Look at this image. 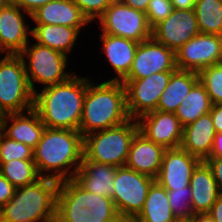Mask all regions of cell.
<instances>
[{
    "instance_id": "6da1fadb",
    "label": "cell",
    "mask_w": 222,
    "mask_h": 222,
    "mask_svg": "<svg viewBox=\"0 0 222 222\" xmlns=\"http://www.w3.org/2000/svg\"><path fill=\"white\" fill-rule=\"evenodd\" d=\"M88 77L73 75L66 81L34 93V110L45 127L79 131Z\"/></svg>"
},
{
    "instance_id": "7a4b0ae2",
    "label": "cell",
    "mask_w": 222,
    "mask_h": 222,
    "mask_svg": "<svg viewBox=\"0 0 222 222\" xmlns=\"http://www.w3.org/2000/svg\"><path fill=\"white\" fill-rule=\"evenodd\" d=\"M82 160L83 136L76 130L45 127L33 150V161L40 176L60 182L72 179ZM72 166L74 171L70 172Z\"/></svg>"
},
{
    "instance_id": "3957f363",
    "label": "cell",
    "mask_w": 222,
    "mask_h": 222,
    "mask_svg": "<svg viewBox=\"0 0 222 222\" xmlns=\"http://www.w3.org/2000/svg\"><path fill=\"white\" fill-rule=\"evenodd\" d=\"M126 91L121 81H105L99 85L87 79L79 132L90 133L119 126L129 121Z\"/></svg>"
},
{
    "instance_id": "277c9868",
    "label": "cell",
    "mask_w": 222,
    "mask_h": 222,
    "mask_svg": "<svg viewBox=\"0 0 222 222\" xmlns=\"http://www.w3.org/2000/svg\"><path fill=\"white\" fill-rule=\"evenodd\" d=\"M60 181L41 177L15 189L14 196L0 208V222H55Z\"/></svg>"
},
{
    "instance_id": "5b68a950",
    "label": "cell",
    "mask_w": 222,
    "mask_h": 222,
    "mask_svg": "<svg viewBox=\"0 0 222 222\" xmlns=\"http://www.w3.org/2000/svg\"><path fill=\"white\" fill-rule=\"evenodd\" d=\"M118 215L112 198L83 189L73 178L60 182L55 222H108Z\"/></svg>"
},
{
    "instance_id": "8992f818",
    "label": "cell",
    "mask_w": 222,
    "mask_h": 222,
    "mask_svg": "<svg viewBox=\"0 0 222 222\" xmlns=\"http://www.w3.org/2000/svg\"><path fill=\"white\" fill-rule=\"evenodd\" d=\"M138 132V121L130 119L119 126L84 136L83 160L117 168L125 166L132 140Z\"/></svg>"
},
{
    "instance_id": "52a82bcc",
    "label": "cell",
    "mask_w": 222,
    "mask_h": 222,
    "mask_svg": "<svg viewBox=\"0 0 222 222\" xmlns=\"http://www.w3.org/2000/svg\"><path fill=\"white\" fill-rule=\"evenodd\" d=\"M34 108V93L28 83L23 58L6 54L0 58V110L4 115Z\"/></svg>"
},
{
    "instance_id": "ba28073f",
    "label": "cell",
    "mask_w": 222,
    "mask_h": 222,
    "mask_svg": "<svg viewBox=\"0 0 222 222\" xmlns=\"http://www.w3.org/2000/svg\"><path fill=\"white\" fill-rule=\"evenodd\" d=\"M19 55L23 58L28 83L33 93H36V82L43 84L45 88L66 81L75 73L65 72L68 56L37 42L29 47L27 44ZM25 56L29 58L28 65Z\"/></svg>"
},
{
    "instance_id": "9c48e42d",
    "label": "cell",
    "mask_w": 222,
    "mask_h": 222,
    "mask_svg": "<svg viewBox=\"0 0 222 222\" xmlns=\"http://www.w3.org/2000/svg\"><path fill=\"white\" fill-rule=\"evenodd\" d=\"M98 19L102 33L131 39L139 43L152 37V28L146 13L131 8L120 0H113Z\"/></svg>"
},
{
    "instance_id": "30bf717a",
    "label": "cell",
    "mask_w": 222,
    "mask_h": 222,
    "mask_svg": "<svg viewBox=\"0 0 222 222\" xmlns=\"http://www.w3.org/2000/svg\"><path fill=\"white\" fill-rule=\"evenodd\" d=\"M154 178L118 167L114 182V204L119 215L133 220L142 210Z\"/></svg>"
},
{
    "instance_id": "8fae6325",
    "label": "cell",
    "mask_w": 222,
    "mask_h": 222,
    "mask_svg": "<svg viewBox=\"0 0 222 222\" xmlns=\"http://www.w3.org/2000/svg\"><path fill=\"white\" fill-rule=\"evenodd\" d=\"M174 71L154 73L141 79H123L126 91V107L130 119L138 120L141 116L157 110L162 92L168 86Z\"/></svg>"
},
{
    "instance_id": "7c38bea8",
    "label": "cell",
    "mask_w": 222,
    "mask_h": 222,
    "mask_svg": "<svg viewBox=\"0 0 222 222\" xmlns=\"http://www.w3.org/2000/svg\"><path fill=\"white\" fill-rule=\"evenodd\" d=\"M222 63V36L199 33L175 52L179 70L199 73L211 65Z\"/></svg>"
},
{
    "instance_id": "4fadbf2b",
    "label": "cell",
    "mask_w": 222,
    "mask_h": 222,
    "mask_svg": "<svg viewBox=\"0 0 222 222\" xmlns=\"http://www.w3.org/2000/svg\"><path fill=\"white\" fill-rule=\"evenodd\" d=\"M176 69L175 52L151 37L138 44L131 69L124 79H141Z\"/></svg>"
},
{
    "instance_id": "5bb4252c",
    "label": "cell",
    "mask_w": 222,
    "mask_h": 222,
    "mask_svg": "<svg viewBox=\"0 0 222 222\" xmlns=\"http://www.w3.org/2000/svg\"><path fill=\"white\" fill-rule=\"evenodd\" d=\"M199 33L194 9H174L152 29V37L174 52Z\"/></svg>"
},
{
    "instance_id": "9a60e30c",
    "label": "cell",
    "mask_w": 222,
    "mask_h": 222,
    "mask_svg": "<svg viewBox=\"0 0 222 222\" xmlns=\"http://www.w3.org/2000/svg\"><path fill=\"white\" fill-rule=\"evenodd\" d=\"M139 132L165 149L181 145L183 126L175 113L152 111L138 120Z\"/></svg>"
},
{
    "instance_id": "2e32d148",
    "label": "cell",
    "mask_w": 222,
    "mask_h": 222,
    "mask_svg": "<svg viewBox=\"0 0 222 222\" xmlns=\"http://www.w3.org/2000/svg\"><path fill=\"white\" fill-rule=\"evenodd\" d=\"M201 162L183 148L166 149L156 181L166 190L189 186L192 173Z\"/></svg>"
},
{
    "instance_id": "e0dca14e",
    "label": "cell",
    "mask_w": 222,
    "mask_h": 222,
    "mask_svg": "<svg viewBox=\"0 0 222 222\" xmlns=\"http://www.w3.org/2000/svg\"><path fill=\"white\" fill-rule=\"evenodd\" d=\"M21 11L24 12L12 1L0 9V54L19 55L29 43L28 33L30 36L32 30Z\"/></svg>"
},
{
    "instance_id": "ac0fdd59",
    "label": "cell",
    "mask_w": 222,
    "mask_h": 222,
    "mask_svg": "<svg viewBox=\"0 0 222 222\" xmlns=\"http://www.w3.org/2000/svg\"><path fill=\"white\" fill-rule=\"evenodd\" d=\"M165 150L163 146L148 140L138 132L132 140L125 166L156 179Z\"/></svg>"
},
{
    "instance_id": "d6986e66",
    "label": "cell",
    "mask_w": 222,
    "mask_h": 222,
    "mask_svg": "<svg viewBox=\"0 0 222 222\" xmlns=\"http://www.w3.org/2000/svg\"><path fill=\"white\" fill-rule=\"evenodd\" d=\"M117 167L82 160L73 179L85 190L114 201V178Z\"/></svg>"
},
{
    "instance_id": "ffe728a7",
    "label": "cell",
    "mask_w": 222,
    "mask_h": 222,
    "mask_svg": "<svg viewBox=\"0 0 222 222\" xmlns=\"http://www.w3.org/2000/svg\"><path fill=\"white\" fill-rule=\"evenodd\" d=\"M23 114H6L1 124L2 133L9 139L24 143L34 150L41 139L45 125L34 109ZM8 120L12 121L10 127Z\"/></svg>"
},
{
    "instance_id": "44dd1931",
    "label": "cell",
    "mask_w": 222,
    "mask_h": 222,
    "mask_svg": "<svg viewBox=\"0 0 222 222\" xmlns=\"http://www.w3.org/2000/svg\"><path fill=\"white\" fill-rule=\"evenodd\" d=\"M215 134L211 115L207 113L183 127L180 147L201 161H205L212 152Z\"/></svg>"
},
{
    "instance_id": "7402d4cb",
    "label": "cell",
    "mask_w": 222,
    "mask_h": 222,
    "mask_svg": "<svg viewBox=\"0 0 222 222\" xmlns=\"http://www.w3.org/2000/svg\"><path fill=\"white\" fill-rule=\"evenodd\" d=\"M191 207L194 215L207 214L221 195L210 167L201 161L190 179Z\"/></svg>"
},
{
    "instance_id": "603a6c76",
    "label": "cell",
    "mask_w": 222,
    "mask_h": 222,
    "mask_svg": "<svg viewBox=\"0 0 222 222\" xmlns=\"http://www.w3.org/2000/svg\"><path fill=\"white\" fill-rule=\"evenodd\" d=\"M36 24L64 25L79 32L89 23L80 8L72 0H54L38 8L30 16Z\"/></svg>"
},
{
    "instance_id": "cb8c5ba5",
    "label": "cell",
    "mask_w": 222,
    "mask_h": 222,
    "mask_svg": "<svg viewBox=\"0 0 222 222\" xmlns=\"http://www.w3.org/2000/svg\"><path fill=\"white\" fill-rule=\"evenodd\" d=\"M99 36L106 58L117 73L111 81H122L131 69L139 42L105 33Z\"/></svg>"
},
{
    "instance_id": "d4e9b609",
    "label": "cell",
    "mask_w": 222,
    "mask_h": 222,
    "mask_svg": "<svg viewBox=\"0 0 222 222\" xmlns=\"http://www.w3.org/2000/svg\"><path fill=\"white\" fill-rule=\"evenodd\" d=\"M198 81L199 74L197 72L176 69L171 75L168 86L161 94L157 110L175 113Z\"/></svg>"
},
{
    "instance_id": "484cf974",
    "label": "cell",
    "mask_w": 222,
    "mask_h": 222,
    "mask_svg": "<svg viewBox=\"0 0 222 222\" xmlns=\"http://www.w3.org/2000/svg\"><path fill=\"white\" fill-rule=\"evenodd\" d=\"M31 30V36L37 43L66 56L72 51L80 34L76 28L64 25L36 24V27Z\"/></svg>"
},
{
    "instance_id": "4316f807",
    "label": "cell",
    "mask_w": 222,
    "mask_h": 222,
    "mask_svg": "<svg viewBox=\"0 0 222 222\" xmlns=\"http://www.w3.org/2000/svg\"><path fill=\"white\" fill-rule=\"evenodd\" d=\"M174 218L167 190L155 180L149 188L142 210L132 222H172Z\"/></svg>"
},
{
    "instance_id": "83f0119b",
    "label": "cell",
    "mask_w": 222,
    "mask_h": 222,
    "mask_svg": "<svg viewBox=\"0 0 222 222\" xmlns=\"http://www.w3.org/2000/svg\"><path fill=\"white\" fill-rule=\"evenodd\" d=\"M212 101L204 85L198 81L175 111L182 126L196 121L200 116L210 112Z\"/></svg>"
},
{
    "instance_id": "f1b7e54d",
    "label": "cell",
    "mask_w": 222,
    "mask_h": 222,
    "mask_svg": "<svg viewBox=\"0 0 222 222\" xmlns=\"http://www.w3.org/2000/svg\"><path fill=\"white\" fill-rule=\"evenodd\" d=\"M194 11L200 33L222 36V0H196Z\"/></svg>"
},
{
    "instance_id": "f546056e",
    "label": "cell",
    "mask_w": 222,
    "mask_h": 222,
    "mask_svg": "<svg viewBox=\"0 0 222 222\" xmlns=\"http://www.w3.org/2000/svg\"><path fill=\"white\" fill-rule=\"evenodd\" d=\"M0 173L15 187H23L41 178L33 160H11L0 163Z\"/></svg>"
},
{
    "instance_id": "4dcf8cb0",
    "label": "cell",
    "mask_w": 222,
    "mask_h": 222,
    "mask_svg": "<svg viewBox=\"0 0 222 222\" xmlns=\"http://www.w3.org/2000/svg\"><path fill=\"white\" fill-rule=\"evenodd\" d=\"M198 74L212 104H222V63L208 66Z\"/></svg>"
},
{
    "instance_id": "1f68e13d",
    "label": "cell",
    "mask_w": 222,
    "mask_h": 222,
    "mask_svg": "<svg viewBox=\"0 0 222 222\" xmlns=\"http://www.w3.org/2000/svg\"><path fill=\"white\" fill-rule=\"evenodd\" d=\"M33 160V149L18 141L9 139L3 133L0 138V163L11 160Z\"/></svg>"
},
{
    "instance_id": "d6a6232c",
    "label": "cell",
    "mask_w": 222,
    "mask_h": 222,
    "mask_svg": "<svg viewBox=\"0 0 222 222\" xmlns=\"http://www.w3.org/2000/svg\"><path fill=\"white\" fill-rule=\"evenodd\" d=\"M168 200L171 210L175 217L194 216L191 207V188L190 186L182 189L167 190Z\"/></svg>"
},
{
    "instance_id": "836d02e7",
    "label": "cell",
    "mask_w": 222,
    "mask_h": 222,
    "mask_svg": "<svg viewBox=\"0 0 222 222\" xmlns=\"http://www.w3.org/2000/svg\"><path fill=\"white\" fill-rule=\"evenodd\" d=\"M174 10L170 0H150L146 16L150 27L153 29L157 24L166 19Z\"/></svg>"
},
{
    "instance_id": "e575fe53",
    "label": "cell",
    "mask_w": 222,
    "mask_h": 222,
    "mask_svg": "<svg viewBox=\"0 0 222 222\" xmlns=\"http://www.w3.org/2000/svg\"><path fill=\"white\" fill-rule=\"evenodd\" d=\"M89 22L99 18L113 0H72Z\"/></svg>"
},
{
    "instance_id": "d590c367",
    "label": "cell",
    "mask_w": 222,
    "mask_h": 222,
    "mask_svg": "<svg viewBox=\"0 0 222 222\" xmlns=\"http://www.w3.org/2000/svg\"><path fill=\"white\" fill-rule=\"evenodd\" d=\"M205 162L210 167L218 189L222 194V157H209Z\"/></svg>"
},
{
    "instance_id": "8d00e7d4",
    "label": "cell",
    "mask_w": 222,
    "mask_h": 222,
    "mask_svg": "<svg viewBox=\"0 0 222 222\" xmlns=\"http://www.w3.org/2000/svg\"><path fill=\"white\" fill-rule=\"evenodd\" d=\"M14 4L20 7L29 16L32 15L38 8L46 5L54 0H11Z\"/></svg>"
},
{
    "instance_id": "74e56055",
    "label": "cell",
    "mask_w": 222,
    "mask_h": 222,
    "mask_svg": "<svg viewBox=\"0 0 222 222\" xmlns=\"http://www.w3.org/2000/svg\"><path fill=\"white\" fill-rule=\"evenodd\" d=\"M15 189L16 188L0 173V208L14 196Z\"/></svg>"
},
{
    "instance_id": "f35d334b",
    "label": "cell",
    "mask_w": 222,
    "mask_h": 222,
    "mask_svg": "<svg viewBox=\"0 0 222 222\" xmlns=\"http://www.w3.org/2000/svg\"><path fill=\"white\" fill-rule=\"evenodd\" d=\"M209 113L216 133H222V104H213Z\"/></svg>"
},
{
    "instance_id": "ab89813d",
    "label": "cell",
    "mask_w": 222,
    "mask_h": 222,
    "mask_svg": "<svg viewBox=\"0 0 222 222\" xmlns=\"http://www.w3.org/2000/svg\"><path fill=\"white\" fill-rule=\"evenodd\" d=\"M207 215L214 222H222V194L218 197L217 201L212 205Z\"/></svg>"
},
{
    "instance_id": "60d3db41",
    "label": "cell",
    "mask_w": 222,
    "mask_h": 222,
    "mask_svg": "<svg viewBox=\"0 0 222 222\" xmlns=\"http://www.w3.org/2000/svg\"><path fill=\"white\" fill-rule=\"evenodd\" d=\"M131 8L146 12L150 0H120Z\"/></svg>"
},
{
    "instance_id": "b9f144b4",
    "label": "cell",
    "mask_w": 222,
    "mask_h": 222,
    "mask_svg": "<svg viewBox=\"0 0 222 222\" xmlns=\"http://www.w3.org/2000/svg\"><path fill=\"white\" fill-rule=\"evenodd\" d=\"M210 157H222V133H216Z\"/></svg>"
},
{
    "instance_id": "7bdbcfd3",
    "label": "cell",
    "mask_w": 222,
    "mask_h": 222,
    "mask_svg": "<svg viewBox=\"0 0 222 222\" xmlns=\"http://www.w3.org/2000/svg\"><path fill=\"white\" fill-rule=\"evenodd\" d=\"M174 9H194L196 0H170Z\"/></svg>"
},
{
    "instance_id": "ee69618b",
    "label": "cell",
    "mask_w": 222,
    "mask_h": 222,
    "mask_svg": "<svg viewBox=\"0 0 222 222\" xmlns=\"http://www.w3.org/2000/svg\"><path fill=\"white\" fill-rule=\"evenodd\" d=\"M194 222H214L207 214L194 215Z\"/></svg>"
},
{
    "instance_id": "f6af8a7d",
    "label": "cell",
    "mask_w": 222,
    "mask_h": 222,
    "mask_svg": "<svg viewBox=\"0 0 222 222\" xmlns=\"http://www.w3.org/2000/svg\"><path fill=\"white\" fill-rule=\"evenodd\" d=\"M172 222H194V216H189V217H175Z\"/></svg>"
},
{
    "instance_id": "bcb514c9",
    "label": "cell",
    "mask_w": 222,
    "mask_h": 222,
    "mask_svg": "<svg viewBox=\"0 0 222 222\" xmlns=\"http://www.w3.org/2000/svg\"><path fill=\"white\" fill-rule=\"evenodd\" d=\"M108 222H132L131 219L118 215L116 218L112 219Z\"/></svg>"
},
{
    "instance_id": "7dc6e473",
    "label": "cell",
    "mask_w": 222,
    "mask_h": 222,
    "mask_svg": "<svg viewBox=\"0 0 222 222\" xmlns=\"http://www.w3.org/2000/svg\"><path fill=\"white\" fill-rule=\"evenodd\" d=\"M11 0H0V9L5 7Z\"/></svg>"
},
{
    "instance_id": "c3c4849f",
    "label": "cell",
    "mask_w": 222,
    "mask_h": 222,
    "mask_svg": "<svg viewBox=\"0 0 222 222\" xmlns=\"http://www.w3.org/2000/svg\"><path fill=\"white\" fill-rule=\"evenodd\" d=\"M4 114L3 112L0 110V127H1V124H2V121H3V118H4Z\"/></svg>"
},
{
    "instance_id": "681fc988",
    "label": "cell",
    "mask_w": 222,
    "mask_h": 222,
    "mask_svg": "<svg viewBox=\"0 0 222 222\" xmlns=\"http://www.w3.org/2000/svg\"><path fill=\"white\" fill-rule=\"evenodd\" d=\"M1 134H2V129H1V127H0V138H1Z\"/></svg>"
}]
</instances>
